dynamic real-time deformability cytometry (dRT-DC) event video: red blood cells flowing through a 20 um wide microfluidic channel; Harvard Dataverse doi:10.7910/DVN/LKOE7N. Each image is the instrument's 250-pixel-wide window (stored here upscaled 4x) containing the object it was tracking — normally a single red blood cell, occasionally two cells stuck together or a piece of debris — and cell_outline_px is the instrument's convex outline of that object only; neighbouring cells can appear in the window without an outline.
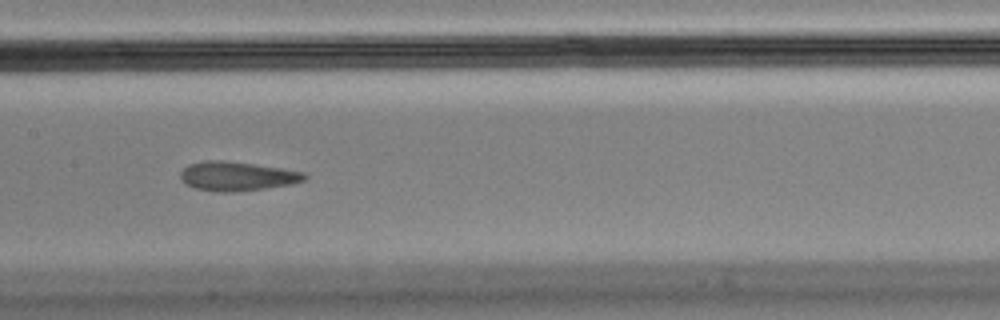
{"species": "Egyptian fruit bat (a non-hibernating species)", "species_latin": "Rousettus aegyptiacus", "temperature_condition": "cold", "stored_images_in_passage": 14, "camera_frame_rate_fps": 3000, "um_per_image_px": 0.085, "animal": {"sex": "male"}, "frame": {"image": 1, "passage_image": 7, "time_ms": 2.0, "image_size_px": [1000, 320], "cell_outline_px": [[308, 176], [304, 180], [292, 184], [264, 188], [232, 192], [216, 192], [196, 188], [184, 184], [180, 180], [180, 172], [188, 164], [204, 160], [224, 160], [280, 168], [304, 172]], "centroid_in_image_um": [20.1, 14.97], "position_along_channel_um": 187.3, "area_um2": 21.1}}